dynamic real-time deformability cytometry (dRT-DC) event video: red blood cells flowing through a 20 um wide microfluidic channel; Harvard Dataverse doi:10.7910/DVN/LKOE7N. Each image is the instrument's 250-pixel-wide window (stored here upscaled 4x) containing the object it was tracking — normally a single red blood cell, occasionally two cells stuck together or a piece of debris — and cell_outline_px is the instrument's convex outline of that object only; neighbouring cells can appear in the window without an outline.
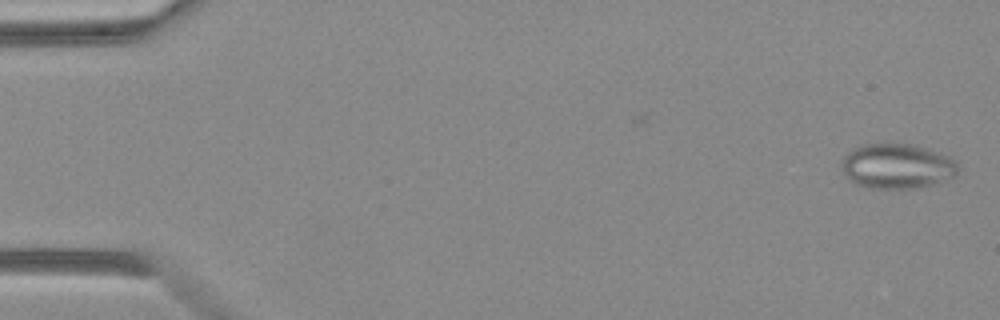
{"species": "Egyptian fruit bat (a non-hibernating species)", "species_latin": "Rousettus aegyptiacus", "temperature_condition": "warm", "stored_images_in_passage": 8, "camera_frame_rate_fps": 3000, "um_per_image_px": 0.085, "animal": {"sex": "female"}, "frame": {"image": 1, "passage_image": 2, "time_ms": 0.333, "image_size_px": [1000, 320], "cell_outline_px": [[960, 168], [956, 176], [932, 184], [916, 188], [868, 188], [856, 184], [844, 172], [840, 164], [844, 156], [848, 152], [864, 144], [912, 144], [948, 156], [956, 160], [960, 164]], "centroid_in_image_um": [76.29, 14.13], "position_along_channel_um": 8.7, "area_um2": 30.35}}